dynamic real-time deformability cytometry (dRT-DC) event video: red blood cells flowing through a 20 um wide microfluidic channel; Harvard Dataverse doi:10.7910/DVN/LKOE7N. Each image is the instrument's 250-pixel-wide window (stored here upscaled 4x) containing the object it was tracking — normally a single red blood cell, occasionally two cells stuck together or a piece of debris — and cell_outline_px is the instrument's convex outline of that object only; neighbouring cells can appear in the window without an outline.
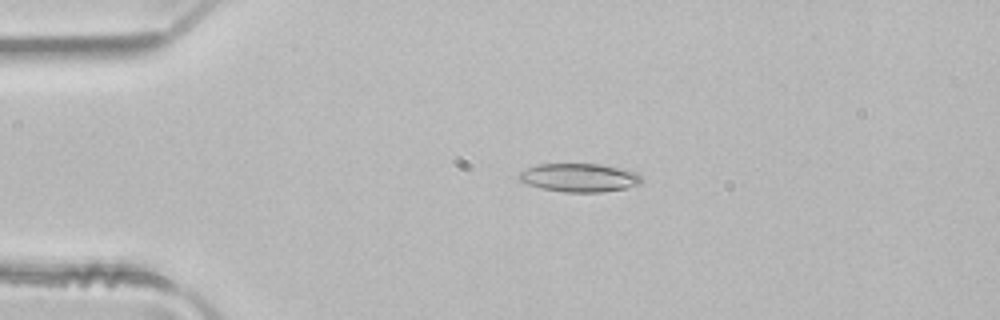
{"species": "common noctule bat (a hibernating species)", "species_latin": "Nyctalus noctula", "temperature_condition": "room temperature", "stored_images_in_passage": 4, "camera_frame_rate_fps": 3000, "um_per_image_px": 0.085, "animal": {"sex": "male", "body_mass_g": 21.5, "forearm_length_mm": 52.0}, "frame": {"image": 1, "passage_image": 3, "time_ms": 0.667, "image_size_px": [1000, 320], "cell_outline_px": [[640, 184], [624, 188], [600, 192], [564, 192], [540, 188], [528, 184], [520, 180], [516, 176], [520, 172], [536, 164], [600, 164], [636, 172], [640, 176]], "centroid_in_image_um": [49.19, 15.1], "position_along_channel_um": 35.8, "area_um2": 20.11}}